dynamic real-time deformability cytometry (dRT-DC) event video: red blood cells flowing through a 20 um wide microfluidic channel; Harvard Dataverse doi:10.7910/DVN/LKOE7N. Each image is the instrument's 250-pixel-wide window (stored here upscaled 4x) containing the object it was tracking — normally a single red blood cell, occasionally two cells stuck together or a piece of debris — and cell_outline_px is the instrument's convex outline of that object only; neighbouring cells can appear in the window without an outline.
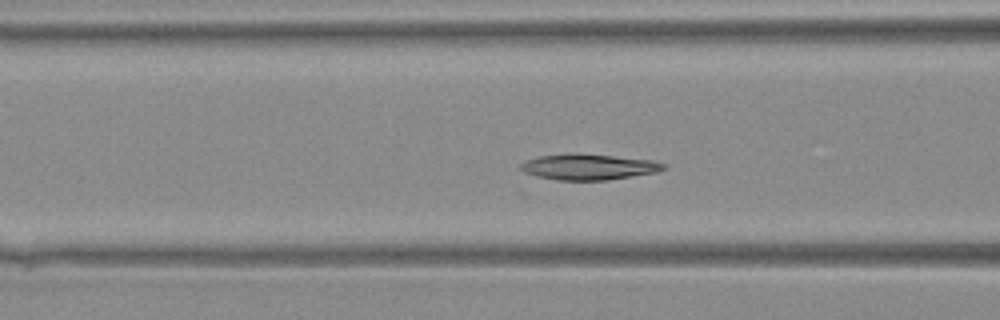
{"species": "Egyptian fruit bat (a non-hibernating species)", "species_latin": "Rousettus aegyptiacus", "temperature_condition": "warm", "stored_images_in_passage": 31, "camera_frame_rate_fps": 3000, "um_per_image_px": 0.085, "animal": {"sex": "female"}, "frame": {"image": 1, "passage_image": 5, "time_ms": 1.333, "image_size_px": [1000, 320], "cell_outline_px": [[668, 168], [660, 172], [608, 180], [556, 180], [536, 176], [524, 172], [520, 168], [520, 164], [528, 160], [540, 156], [612, 156], [652, 160], [664, 164]], "centroid_in_image_um": [50.12, 14.24], "position_along_channel_um": 116.5, "area_um2": 20.58}}
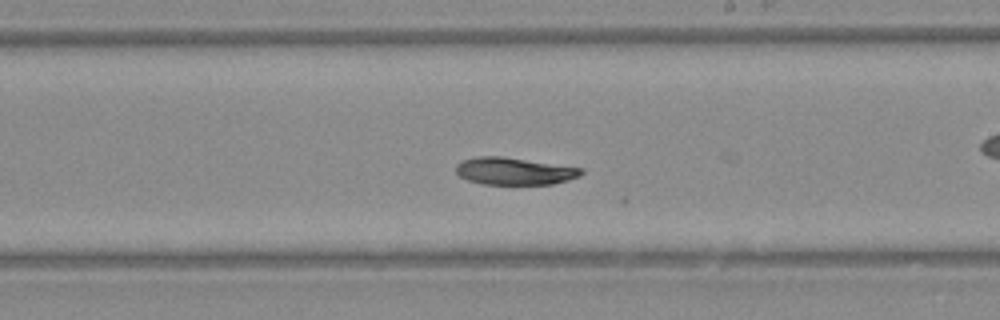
{"frame": {"image": 2, "passage_image": 13, "time_ms": 4.0, "image_size_px": [1000, 320], "cell_outline_px": [[584, 172], [580, 176], [568, 180], [552, 184], [484, 184], [468, 180], [460, 176], [456, 172], [456, 164], [464, 160], [480, 156], [500, 156], [584, 168]], "centroid_in_image_um": [43.74, 14.55], "position_along_channel_um": 245.3, "area_um2": 19.77}}